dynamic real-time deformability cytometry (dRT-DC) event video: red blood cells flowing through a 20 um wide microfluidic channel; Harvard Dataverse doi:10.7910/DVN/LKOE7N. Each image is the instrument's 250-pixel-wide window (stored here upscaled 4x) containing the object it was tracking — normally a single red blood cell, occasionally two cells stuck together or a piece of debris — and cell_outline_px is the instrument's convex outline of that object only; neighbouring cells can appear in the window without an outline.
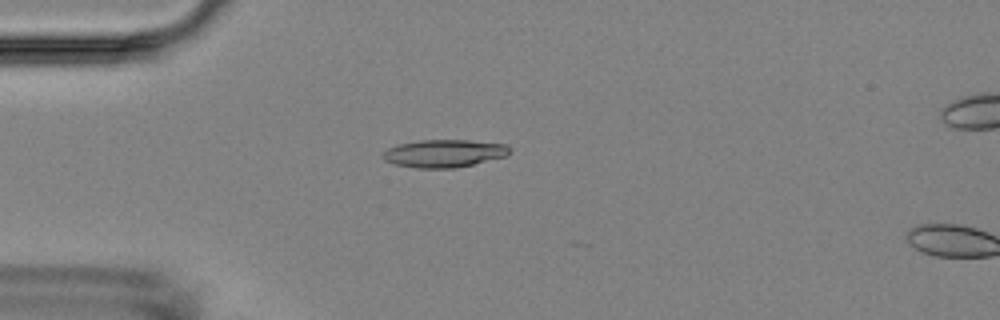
{"species": "Egyptian fruit bat (a non-hibernating species)", "species_latin": "Rousettus aegyptiacus", "temperature_condition": "room temperature", "stored_images_in_passage": 5, "camera_frame_rate_fps": 3000, "um_per_image_px": 0.085, "animal": {"sex": "female"}, "frame": {"image": 1, "passage_image": 4, "time_ms": 4.333, "image_size_px": [1000, 320], "cell_outline_px": [[512, 152], [508, 156], [456, 168], [416, 168], [396, 164], [384, 160], [380, 156], [388, 148], [400, 144], [420, 140], [468, 140], [508, 144]], "centroid_in_image_um": [37.8, 13.04], "position_along_channel_um": 47.2, "area_um2": 20.63}}